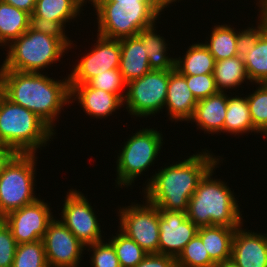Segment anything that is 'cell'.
Here are the masks:
<instances>
[{
	"label": "cell",
	"instance_id": "obj_1",
	"mask_svg": "<svg viewBox=\"0 0 267 267\" xmlns=\"http://www.w3.org/2000/svg\"><path fill=\"white\" fill-rule=\"evenodd\" d=\"M64 79L55 80L44 72L0 70L1 92L13 103L35 113L54 132V122L63 107L71 103L69 78Z\"/></svg>",
	"mask_w": 267,
	"mask_h": 267
},
{
	"label": "cell",
	"instance_id": "obj_2",
	"mask_svg": "<svg viewBox=\"0 0 267 267\" xmlns=\"http://www.w3.org/2000/svg\"><path fill=\"white\" fill-rule=\"evenodd\" d=\"M220 158L206 148L174 165L161 167L146 180L144 198L159 210L187 212L189 200L199 181L219 160L223 162Z\"/></svg>",
	"mask_w": 267,
	"mask_h": 267
},
{
	"label": "cell",
	"instance_id": "obj_3",
	"mask_svg": "<svg viewBox=\"0 0 267 267\" xmlns=\"http://www.w3.org/2000/svg\"><path fill=\"white\" fill-rule=\"evenodd\" d=\"M74 45L64 32L54 28L31 25L8 47L0 70L42 73ZM66 51V52H65Z\"/></svg>",
	"mask_w": 267,
	"mask_h": 267
},
{
	"label": "cell",
	"instance_id": "obj_4",
	"mask_svg": "<svg viewBox=\"0 0 267 267\" xmlns=\"http://www.w3.org/2000/svg\"><path fill=\"white\" fill-rule=\"evenodd\" d=\"M220 162L219 160L201 178L189 200L187 218L198 227L243 225V216L234 190L231 191L227 183L221 179L212 177Z\"/></svg>",
	"mask_w": 267,
	"mask_h": 267
},
{
	"label": "cell",
	"instance_id": "obj_5",
	"mask_svg": "<svg viewBox=\"0 0 267 267\" xmlns=\"http://www.w3.org/2000/svg\"><path fill=\"white\" fill-rule=\"evenodd\" d=\"M55 133L35 113L13 103L0 91V142L7 150L36 153Z\"/></svg>",
	"mask_w": 267,
	"mask_h": 267
},
{
	"label": "cell",
	"instance_id": "obj_6",
	"mask_svg": "<svg viewBox=\"0 0 267 267\" xmlns=\"http://www.w3.org/2000/svg\"><path fill=\"white\" fill-rule=\"evenodd\" d=\"M90 3L96 10L97 34L117 40L156 24L165 9L158 1Z\"/></svg>",
	"mask_w": 267,
	"mask_h": 267
},
{
	"label": "cell",
	"instance_id": "obj_7",
	"mask_svg": "<svg viewBox=\"0 0 267 267\" xmlns=\"http://www.w3.org/2000/svg\"><path fill=\"white\" fill-rule=\"evenodd\" d=\"M35 153H11L0 167V213H8L39 199L34 193Z\"/></svg>",
	"mask_w": 267,
	"mask_h": 267
},
{
	"label": "cell",
	"instance_id": "obj_8",
	"mask_svg": "<svg viewBox=\"0 0 267 267\" xmlns=\"http://www.w3.org/2000/svg\"><path fill=\"white\" fill-rule=\"evenodd\" d=\"M162 141V132L153 128H143L132 134L117 155L116 186H132L138 176L154 164L162 149Z\"/></svg>",
	"mask_w": 267,
	"mask_h": 267
},
{
	"label": "cell",
	"instance_id": "obj_9",
	"mask_svg": "<svg viewBox=\"0 0 267 267\" xmlns=\"http://www.w3.org/2000/svg\"><path fill=\"white\" fill-rule=\"evenodd\" d=\"M169 82V70H150L141 78L126 85L123 100L130 115L146 117L157 114L164 109Z\"/></svg>",
	"mask_w": 267,
	"mask_h": 267
},
{
	"label": "cell",
	"instance_id": "obj_10",
	"mask_svg": "<svg viewBox=\"0 0 267 267\" xmlns=\"http://www.w3.org/2000/svg\"><path fill=\"white\" fill-rule=\"evenodd\" d=\"M119 207V229L134 240L147 254H157L159 246V209L144 199ZM145 202V203H144Z\"/></svg>",
	"mask_w": 267,
	"mask_h": 267
},
{
	"label": "cell",
	"instance_id": "obj_11",
	"mask_svg": "<svg viewBox=\"0 0 267 267\" xmlns=\"http://www.w3.org/2000/svg\"><path fill=\"white\" fill-rule=\"evenodd\" d=\"M61 210V222L74 234L85 246L100 242L102 239L101 225L95 214L92 204L80 191L69 190Z\"/></svg>",
	"mask_w": 267,
	"mask_h": 267
},
{
	"label": "cell",
	"instance_id": "obj_12",
	"mask_svg": "<svg viewBox=\"0 0 267 267\" xmlns=\"http://www.w3.org/2000/svg\"><path fill=\"white\" fill-rule=\"evenodd\" d=\"M48 267H79L85 245L60 221L53 219L42 238Z\"/></svg>",
	"mask_w": 267,
	"mask_h": 267
},
{
	"label": "cell",
	"instance_id": "obj_13",
	"mask_svg": "<svg viewBox=\"0 0 267 267\" xmlns=\"http://www.w3.org/2000/svg\"><path fill=\"white\" fill-rule=\"evenodd\" d=\"M121 46L120 40L97 34L94 48L81 57L68 74L69 84H86L90 79L106 70L119 69Z\"/></svg>",
	"mask_w": 267,
	"mask_h": 267
},
{
	"label": "cell",
	"instance_id": "obj_14",
	"mask_svg": "<svg viewBox=\"0 0 267 267\" xmlns=\"http://www.w3.org/2000/svg\"><path fill=\"white\" fill-rule=\"evenodd\" d=\"M50 203L40 198L32 204L8 213L4 217L17 243H30L41 240L48 224L54 219Z\"/></svg>",
	"mask_w": 267,
	"mask_h": 267
},
{
	"label": "cell",
	"instance_id": "obj_15",
	"mask_svg": "<svg viewBox=\"0 0 267 267\" xmlns=\"http://www.w3.org/2000/svg\"><path fill=\"white\" fill-rule=\"evenodd\" d=\"M199 227L183 211L159 210L158 254L177 258L186 244L198 233Z\"/></svg>",
	"mask_w": 267,
	"mask_h": 267
},
{
	"label": "cell",
	"instance_id": "obj_16",
	"mask_svg": "<svg viewBox=\"0 0 267 267\" xmlns=\"http://www.w3.org/2000/svg\"><path fill=\"white\" fill-rule=\"evenodd\" d=\"M88 0H36L31 22L35 26L65 31L66 23L80 16Z\"/></svg>",
	"mask_w": 267,
	"mask_h": 267
},
{
	"label": "cell",
	"instance_id": "obj_17",
	"mask_svg": "<svg viewBox=\"0 0 267 267\" xmlns=\"http://www.w3.org/2000/svg\"><path fill=\"white\" fill-rule=\"evenodd\" d=\"M236 228L231 259L239 267H267V234Z\"/></svg>",
	"mask_w": 267,
	"mask_h": 267
},
{
	"label": "cell",
	"instance_id": "obj_18",
	"mask_svg": "<svg viewBox=\"0 0 267 267\" xmlns=\"http://www.w3.org/2000/svg\"><path fill=\"white\" fill-rule=\"evenodd\" d=\"M71 104L75 101L81 105L83 111L96 119L107 118L112 112L120 109L123 100L114 93L90 87L86 84H70Z\"/></svg>",
	"mask_w": 267,
	"mask_h": 267
},
{
	"label": "cell",
	"instance_id": "obj_19",
	"mask_svg": "<svg viewBox=\"0 0 267 267\" xmlns=\"http://www.w3.org/2000/svg\"><path fill=\"white\" fill-rule=\"evenodd\" d=\"M197 100L188 88L186 78L176 69L169 70V82L164 108L172 122L188 121L192 118Z\"/></svg>",
	"mask_w": 267,
	"mask_h": 267
},
{
	"label": "cell",
	"instance_id": "obj_20",
	"mask_svg": "<svg viewBox=\"0 0 267 267\" xmlns=\"http://www.w3.org/2000/svg\"><path fill=\"white\" fill-rule=\"evenodd\" d=\"M227 112V92H218L197 102L195 112L189 120L195 122L207 134L223 133Z\"/></svg>",
	"mask_w": 267,
	"mask_h": 267
},
{
	"label": "cell",
	"instance_id": "obj_21",
	"mask_svg": "<svg viewBox=\"0 0 267 267\" xmlns=\"http://www.w3.org/2000/svg\"><path fill=\"white\" fill-rule=\"evenodd\" d=\"M120 46L119 70L126 83L141 78L151 70L145 46L138 36L120 39Z\"/></svg>",
	"mask_w": 267,
	"mask_h": 267
},
{
	"label": "cell",
	"instance_id": "obj_22",
	"mask_svg": "<svg viewBox=\"0 0 267 267\" xmlns=\"http://www.w3.org/2000/svg\"><path fill=\"white\" fill-rule=\"evenodd\" d=\"M236 228L226 226H202L197 235L201 238L209 257L220 263L231 259L232 242Z\"/></svg>",
	"mask_w": 267,
	"mask_h": 267
},
{
	"label": "cell",
	"instance_id": "obj_23",
	"mask_svg": "<svg viewBox=\"0 0 267 267\" xmlns=\"http://www.w3.org/2000/svg\"><path fill=\"white\" fill-rule=\"evenodd\" d=\"M32 25L31 15L0 0V46L5 50Z\"/></svg>",
	"mask_w": 267,
	"mask_h": 267
},
{
	"label": "cell",
	"instance_id": "obj_24",
	"mask_svg": "<svg viewBox=\"0 0 267 267\" xmlns=\"http://www.w3.org/2000/svg\"><path fill=\"white\" fill-rule=\"evenodd\" d=\"M156 25L153 24L148 28L141 29L137 36L143 42L149 60L151 70H174L175 58L167 55L169 47L163 36L157 35Z\"/></svg>",
	"mask_w": 267,
	"mask_h": 267
},
{
	"label": "cell",
	"instance_id": "obj_25",
	"mask_svg": "<svg viewBox=\"0 0 267 267\" xmlns=\"http://www.w3.org/2000/svg\"><path fill=\"white\" fill-rule=\"evenodd\" d=\"M215 62L204 43H192L182 58H175V69L181 75L213 74Z\"/></svg>",
	"mask_w": 267,
	"mask_h": 267
},
{
	"label": "cell",
	"instance_id": "obj_26",
	"mask_svg": "<svg viewBox=\"0 0 267 267\" xmlns=\"http://www.w3.org/2000/svg\"><path fill=\"white\" fill-rule=\"evenodd\" d=\"M243 135L250 132L260 133L251 121L249 105L246 97L227 95V112L223 126V133Z\"/></svg>",
	"mask_w": 267,
	"mask_h": 267
},
{
	"label": "cell",
	"instance_id": "obj_27",
	"mask_svg": "<svg viewBox=\"0 0 267 267\" xmlns=\"http://www.w3.org/2000/svg\"><path fill=\"white\" fill-rule=\"evenodd\" d=\"M214 80L219 92H227L226 89H235L248 81L244 61L239 56H233L225 60L215 62Z\"/></svg>",
	"mask_w": 267,
	"mask_h": 267
},
{
	"label": "cell",
	"instance_id": "obj_28",
	"mask_svg": "<svg viewBox=\"0 0 267 267\" xmlns=\"http://www.w3.org/2000/svg\"><path fill=\"white\" fill-rule=\"evenodd\" d=\"M237 29L231 25H215L211 30L209 40L204 45L215 58V61L225 60L227 58L237 56L236 39Z\"/></svg>",
	"mask_w": 267,
	"mask_h": 267
},
{
	"label": "cell",
	"instance_id": "obj_29",
	"mask_svg": "<svg viewBox=\"0 0 267 267\" xmlns=\"http://www.w3.org/2000/svg\"><path fill=\"white\" fill-rule=\"evenodd\" d=\"M243 61L251 84L255 83L257 86L259 83L267 82V29Z\"/></svg>",
	"mask_w": 267,
	"mask_h": 267
},
{
	"label": "cell",
	"instance_id": "obj_30",
	"mask_svg": "<svg viewBox=\"0 0 267 267\" xmlns=\"http://www.w3.org/2000/svg\"><path fill=\"white\" fill-rule=\"evenodd\" d=\"M118 231L108 241L113 245L121 267H135L147 253L120 229Z\"/></svg>",
	"mask_w": 267,
	"mask_h": 267
},
{
	"label": "cell",
	"instance_id": "obj_31",
	"mask_svg": "<svg viewBox=\"0 0 267 267\" xmlns=\"http://www.w3.org/2000/svg\"><path fill=\"white\" fill-rule=\"evenodd\" d=\"M246 99L253 126L264 137L267 136V84L259 83L258 87Z\"/></svg>",
	"mask_w": 267,
	"mask_h": 267
},
{
	"label": "cell",
	"instance_id": "obj_32",
	"mask_svg": "<svg viewBox=\"0 0 267 267\" xmlns=\"http://www.w3.org/2000/svg\"><path fill=\"white\" fill-rule=\"evenodd\" d=\"M215 264L198 235L186 244L176 258L177 267H214Z\"/></svg>",
	"mask_w": 267,
	"mask_h": 267
},
{
	"label": "cell",
	"instance_id": "obj_33",
	"mask_svg": "<svg viewBox=\"0 0 267 267\" xmlns=\"http://www.w3.org/2000/svg\"><path fill=\"white\" fill-rule=\"evenodd\" d=\"M12 267H48L42 239L17 245Z\"/></svg>",
	"mask_w": 267,
	"mask_h": 267
},
{
	"label": "cell",
	"instance_id": "obj_34",
	"mask_svg": "<svg viewBox=\"0 0 267 267\" xmlns=\"http://www.w3.org/2000/svg\"><path fill=\"white\" fill-rule=\"evenodd\" d=\"M258 16V24L253 27L244 28L242 31L239 29L237 31V39H236V52L237 56L240 58H244L249 54L250 49H252L258 42L261 34L267 29V14L262 12Z\"/></svg>",
	"mask_w": 267,
	"mask_h": 267
},
{
	"label": "cell",
	"instance_id": "obj_35",
	"mask_svg": "<svg viewBox=\"0 0 267 267\" xmlns=\"http://www.w3.org/2000/svg\"><path fill=\"white\" fill-rule=\"evenodd\" d=\"M87 84L90 87L104 90L109 93L117 94L122 100H124L126 92V81L123 78L119 69L106 70L104 73H100L90 79Z\"/></svg>",
	"mask_w": 267,
	"mask_h": 267
},
{
	"label": "cell",
	"instance_id": "obj_36",
	"mask_svg": "<svg viewBox=\"0 0 267 267\" xmlns=\"http://www.w3.org/2000/svg\"><path fill=\"white\" fill-rule=\"evenodd\" d=\"M85 249L93 253L89 262L92 267H121L113 245L109 241L102 240L86 246Z\"/></svg>",
	"mask_w": 267,
	"mask_h": 267
},
{
	"label": "cell",
	"instance_id": "obj_37",
	"mask_svg": "<svg viewBox=\"0 0 267 267\" xmlns=\"http://www.w3.org/2000/svg\"><path fill=\"white\" fill-rule=\"evenodd\" d=\"M183 76L186 78L188 88L191 90L197 101L219 92L217 90L213 74Z\"/></svg>",
	"mask_w": 267,
	"mask_h": 267
},
{
	"label": "cell",
	"instance_id": "obj_38",
	"mask_svg": "<svg viewBox=\"0 0 267 267\" xmlns=\"http://www.w3.org/2000/svg\"><path fill=\"white\" fill-rule=\"evenodd\" d=\"M17 243L10 227L3 221L0 224V267H12Z\"/></svg>",
	"mask_w": 267,
	"mask_h": 267
},
{
	"label": "cell",
	"instance_id": "obj_39",
	"mask_svg": "<svg viewBox=\"0 0 267 267\" xmlns=\"http://www.w3.org/2000/svg\"><path fill=\"white\" fill-rule=\"evenodd\" d=\"M135 267H177L176 258L164 254H147Z\"/></svg>",
	"mask_w": 267,
	"mask_h": 267
},
{
	"label": "cell",
	"instance_id": "obj_40",
	"mask_svg": "<svg viewBox=\"0 0 267 267\" xmlns=\"http://www.w3.org/2000/svg\"><path fill=\"white\" fill-rule=\"evenodd\" d=\"M6 3H9L10 5H13L14 7L24 10L30 15L33 14L36 0H3Z\"/></svg>",
	"mask_w": 267,
	"mask_h": 267
},
{
	"label": "cell",
	"instance_id": "obj_41",
	"mask_svg": "<svg viewBox=\"0 0 267 267\" xmlns=\"http://www.w3.org/2000/svg\"><path fill=\"white\" fill-rule=\"evenodd\" d=\"M214 267H239L232 259L216 263Z\"/></svg>",
	"mask_w": 267,
	"mask_h": 267
},
{
	"label": "cell",
	"instance_id": "obj_42",
	"mask_svg": "<svg viewBox=\"0 0 267 267\" xmlns=\"http://www.w3.org/2000/svg\"><path fill=\"white\" fill-rule=\"evenodd\" d=\"M90 2H137V1H157V0H89Z\"/></svg>",
	"mask_w": 267,
	"mask_h": 267
},
{
	"label": "cell",
	"instance_id": "obj_43",
	"mask_svg": "<svg viewBox=\"0 0 267 267\" xmlns=\"http://www.w3.org/2000/svg\"><path fill=\"white\" fill-rule=\"evenodd\" d=\"M258 1L257 2V6L259 7V12L262 13V12H265L266 10V7H267V0H256Z\"/></svg>",
	"mask_w": 267,
	"mask_h": 267
},
{
	"label": "cell",
	"instance_id": "obj_44",
	"mask_svg": "<svg viewBox=\"0 0 267 267\" xmlns=\"http://www.w3.org/2000/svg\"><path fill=\"white\" fill-rule=\"evenodd\" d=\"M164 8H168L170 4L174 3V0H157ZM168 6V7H167Z\"/></svg>",
	"mask_w": 267,
	"mask_h": 267
},
{
	"label": "cell",
	"instance_id": "obj_45",
	"mask_svg": "<svg viewBox=\"0 0 267 267\" xmlns=\"http://www.w3.org/2000/svg\"><path fill=\"white\" fill-rule=\"evenodd\" d=\"M11 152L7 150L0 142V155H10Z\"/></svg>",
	"mask_w": 267,
	"mask_h": 267
},
{
	"label": "cell",
	"instance_id": "obj_46",
	"mask_svg": "<svg viewBox=\"0 0 267 267\" xmlns=\"http://www.w3.org/2000/svg\"><path fill=\"white\" fill-rule=\"evenodd\" d=\"M9 155H0V167L2 165V163L5 161V159L8 157Z\"/></svg>",
	"mask_w": 267,
	"mask_h": 267
},
{
	"label": "cell",
	"instance_id": "obj_47",
	"mask_svg": "<svg viewBox=\"0 0 267 267\" xmlns=\"http://www.w3.org/2000/svg\"><path fill=\"white\" fill-rule=\"evenodd\" d=\"M4 221V216L0 213V224Z\"/></svg>",
	"mask_w": 267,
	"mask_h": 267
}]
</instances>
